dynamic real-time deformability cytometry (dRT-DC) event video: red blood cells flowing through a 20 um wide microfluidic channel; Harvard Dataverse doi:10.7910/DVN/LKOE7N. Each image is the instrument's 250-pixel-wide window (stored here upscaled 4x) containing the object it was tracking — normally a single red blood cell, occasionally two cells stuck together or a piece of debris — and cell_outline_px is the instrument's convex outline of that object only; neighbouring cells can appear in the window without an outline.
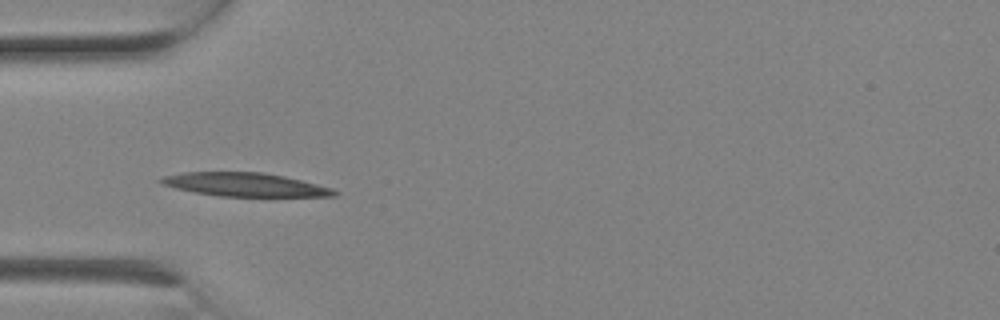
{"species": "Egyptian fruit bat (a non-hibernating species)", "species_latin": "Rousettus aegyptiacus", "temperature_condition": "room temperature", "stored_images_in_passage": 8, "camera_frame_rate_fps": 3000, "um_per_image_px": 0.085, "animal": {"sex": "female"}, "frame": {"image": 1, "passage_image": 7, "time_ms": 2.0, "image_size_px": [1000, 320], "cell_outline_px": [[340, 192], [336, 196], [220, 196], [196, 192], [176, 188], [164, 184], [156, 180], [164, 176], [184, 172], [264, 172], [284, 176], [332, 188]], "centroid_in_image_um": [20.83, 15.69], "position_along_channel_um": 64.2, "area_um2": 23.52}}